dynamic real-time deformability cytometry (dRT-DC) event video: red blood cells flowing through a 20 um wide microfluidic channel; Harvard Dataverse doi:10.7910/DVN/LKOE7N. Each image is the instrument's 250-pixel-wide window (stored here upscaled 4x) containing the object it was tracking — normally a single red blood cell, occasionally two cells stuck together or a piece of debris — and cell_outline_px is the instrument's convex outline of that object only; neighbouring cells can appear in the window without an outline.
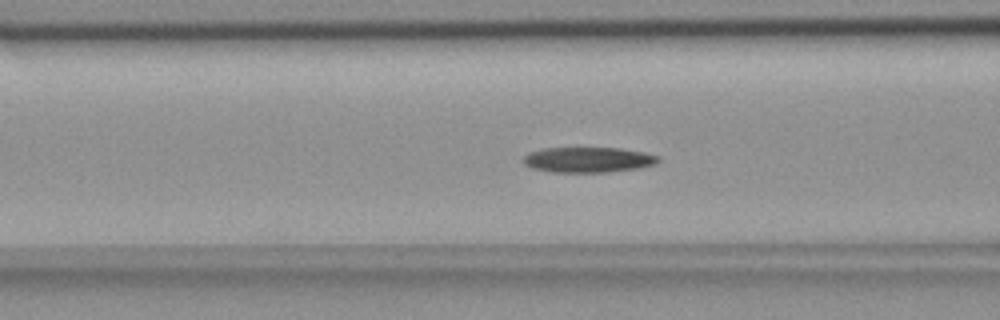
{"species": "common noctule bat (a hibernating species)", "species_latin": "Nyctalus noctula", "temperature_condition": "room temperature", "stored_images_in_passage": 46, "segment_of_instrument_passage": [1, 2], "camera_frame_rate_fps": 3000, "um_per_image_px": 0.085, "animal": {"sex": "female", "body_mass_g": 18.4}, "frame": {"image": 1, "passage_image": 11, "time_ms": 3.333, "image_size_px": [1000, 320], "cell_outline_px": [[660, 160], [656, 164], [640, 168], [604, 172], [552, 172], [532, 168], [524, 164], [520, 160], [528, 152], [544, 148], [620, 148], [644, 152], [660, 156]], "centroid_in_image_um": [49.98, 13.57], "position_along_channel_um": 116.6, "area_um2": 20.11}}
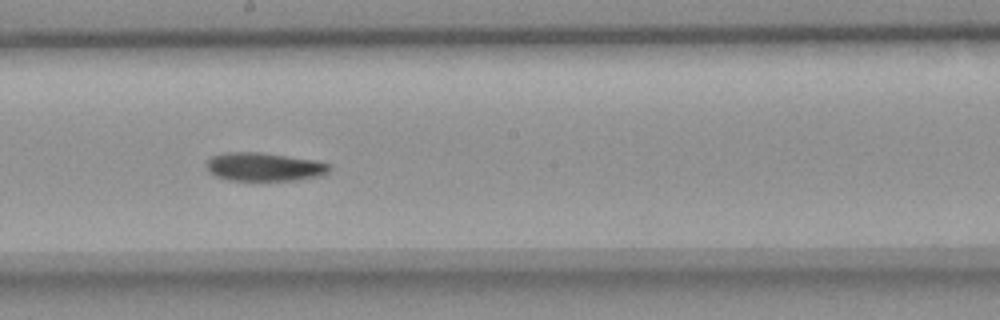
{"frame": {"image": 2, "passage_image": 20, "time_ms": 6.333, "image_size_px": [1000, 320], "cell_outline_px": [[332, 168], [324, 176], [296, 180], [228, 180], [216, 176], [208, 172], [204, 164], [212, 156], [224, 152], [260, 152], [316, 160], [328, 164]], "centroid_in_image_um": [22.45, 14.18], "position_along_channel_um": 225.8, "area_um2": 20.63}}
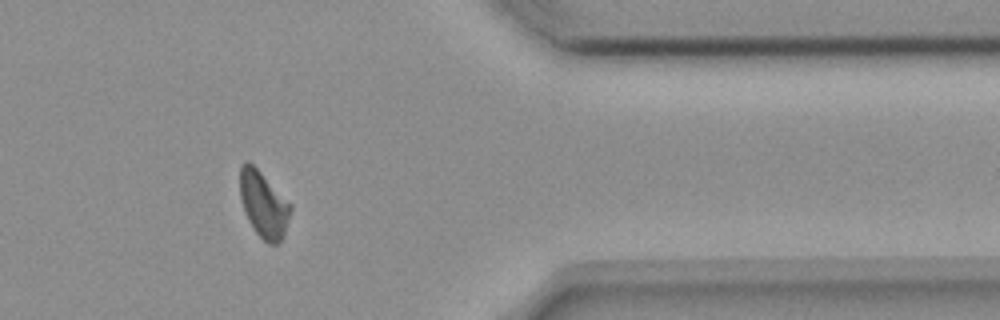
{"frame": {"image": 3, "passage_image": 35, "time_ms": 11.333, "image_size_px": [1000, 320], "cell_outline_px": [[292, 208], [284, 236], [276, 244], [268, 244], [256, 232], [248, 220], [244, 212], [240, 196], [240, 164], [244, 160], [248, 160], [292, 204]], "centroid_in_image_um": [22.4, 17.37], "position_along_channel_um": 389.0, "area_um2": 19.48}}